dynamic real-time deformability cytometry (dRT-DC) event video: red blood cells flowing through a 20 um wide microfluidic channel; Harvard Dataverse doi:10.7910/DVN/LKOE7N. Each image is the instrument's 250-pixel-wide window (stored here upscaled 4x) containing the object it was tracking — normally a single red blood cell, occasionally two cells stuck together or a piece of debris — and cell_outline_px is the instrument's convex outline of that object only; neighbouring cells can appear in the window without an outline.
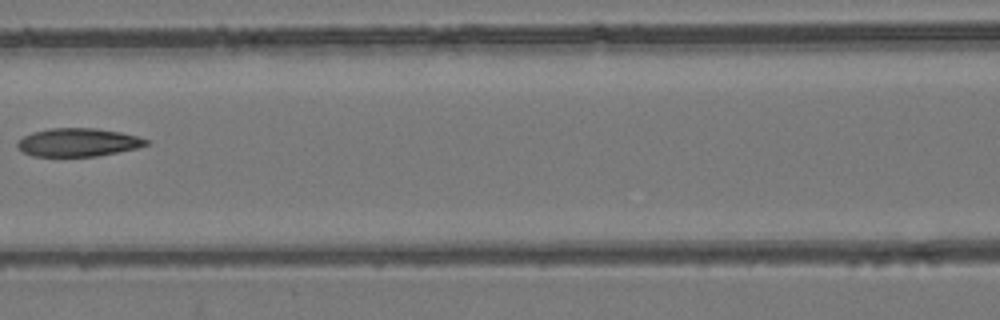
{"species": "common noctule bat (a hibernating species)", "species_latin": "Nyctalus noctula", "temperature_condition": "room temperature", "stored_images_in_passage": 8, "camera_frame_rate_fps": 3000, "um_per_image_px": 0.085, "animal": {"sex": "female", "body_mass_g": 24.6, "forearm_length_mm": 56.2}, "frame": {"image": 1, "passage_image": 6, "time_ms": 7.333, "image_size_px": [1000, 320], "cell_outline_px": [[152, 144], [136, 148], [96, 156], [32, 156], [24, 152], [16, 144], [24, 136], [32, 132], [48, 128], [96, 128], [120, 132], [136, 136], [148, 140]], "centroid_in_image_um": [6.65, 12.09], "position_along_channel_um": 160.0, "area_um2": 21.04}}
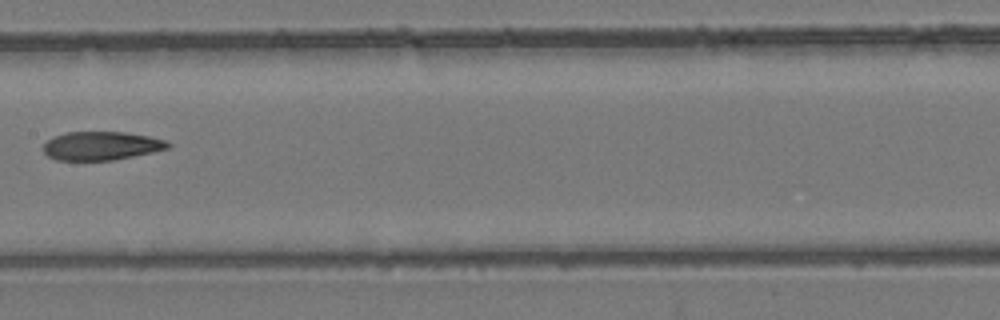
{"frame": {"image": 2, "passage_image": 7, "time_ms": 8.333, "image_size_px": [1000, 320], "cell_outline_px": [[172, 144], [168, 148], [152, 152], [112, 160], [56, 160], [48, 156], [44, 152], [44, 144], [48, 140], [56, 136], [68, 132], [124, 132], [148, 136], [168, 140]], "centroid_in_image_um": [8.64, 12.39], "position_along_channel_um": 198.8, "area_um2": 20.58}}
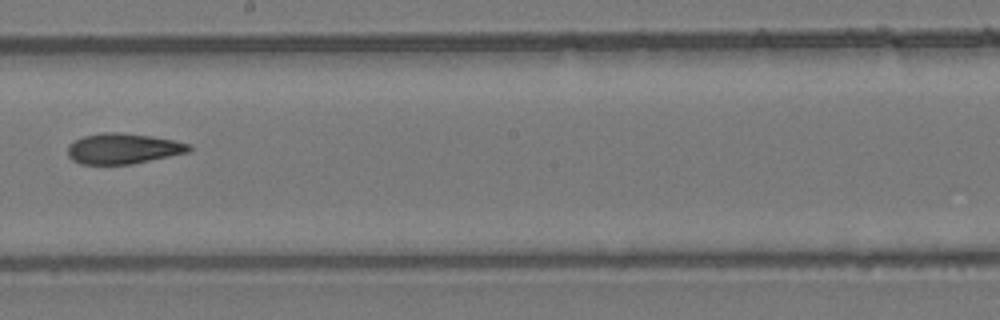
{"frame": {"image": 3, "passage_image": 8, "time_ms": 9.333, "image_size_px": [1000, 320], "cell_outline_px": [[192, 148], [188, 152], [132, 164], [80, 164], [72, 160], [68, 156], [68, 144], [84, 136], [100, 132], [120, 132], [152, 136], [192, 144]], "centroid_in_image_um": [10.45, 12.62], "position_along_channel_um": 237.7, "area_um2": 21.62}}